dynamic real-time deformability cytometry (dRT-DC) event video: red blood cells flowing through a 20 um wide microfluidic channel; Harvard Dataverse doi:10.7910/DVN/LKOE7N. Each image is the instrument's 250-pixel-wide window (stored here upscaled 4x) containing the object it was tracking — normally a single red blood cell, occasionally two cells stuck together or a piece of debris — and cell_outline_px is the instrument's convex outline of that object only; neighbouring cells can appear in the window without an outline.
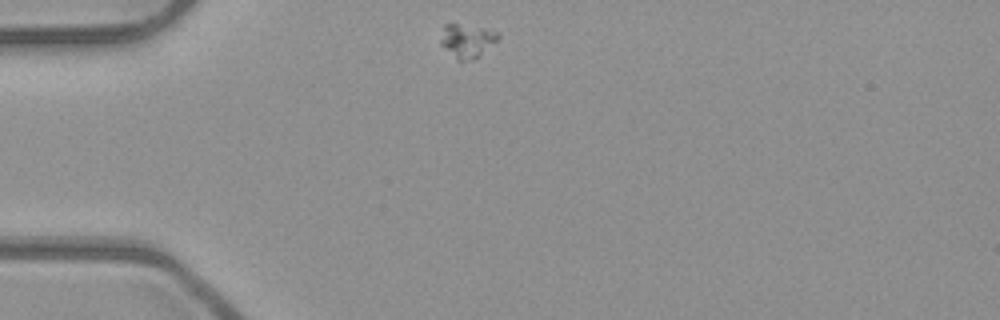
{"species": "common noctule bat (a hibernating species)", "species_latin": "Nyctalus noctula", "temperature_condition": "room temperature", "stored_images_in_passage": 34, "camera_frame_rate_fps": 3000, "um_per_image_px": 0.085, "animal": {"sex": "male", "body_mass_g": 23.1, "forearm_length_mm": 52.7}, "frame": {"image": 1, "passage_image": 1, "time_ms": 0.0, "image_size_px": [1000, 320], "cell_outline_px": [[500, 36], [496, 40], [472, 60], [456, 60], [440, 44], [440, 40], [444, 24], [456, 24], [484, 28], [496, 32]], "centroid_in_image_um": [39.63, 3.46], "position_along_channel_um": 45.4, "area_um2": 10.87}}
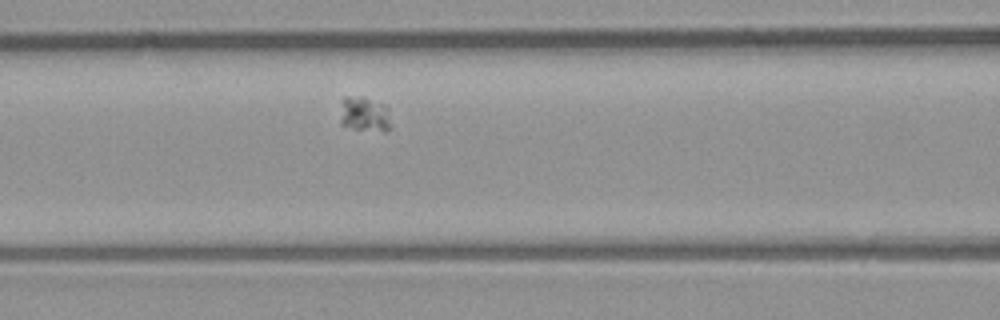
{"frame": {"image": 2, "passage_image": 10, "time_ms": 3.0, "image_size_px": [1000, 320], "cell_outline_px": [[392, 128], [388, 132], [384, 132], [352, 128], [340, 124], [340, 120], [344, 96], [364, 96], [384, 104], [388, 108]], "centroid_in_image_um": [31.04, 9.72], "position_along_channel_um": 135.6, "area_um2": 10.64}}
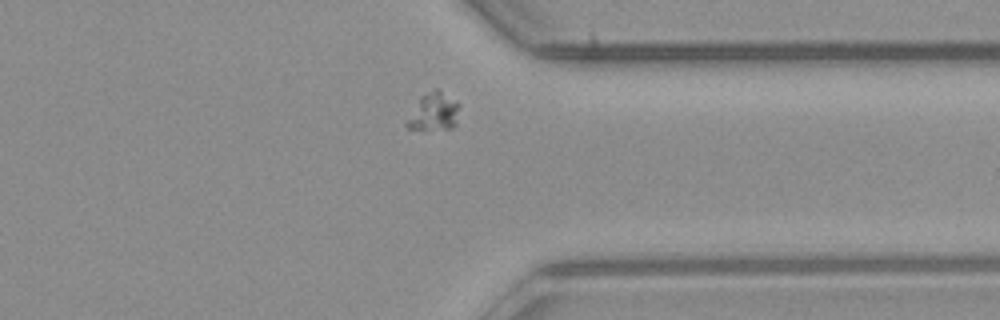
{"frame": {"image": 3, "passage_image": 29, "time_ms": 9.333, "image_size_px": [1000, 320], "cell_outline_px": [[460, 104], [456, 124], [452, 128], [408, 128], [404, 124], [420, 96], [436, 88], [456, 100]], "centroid_in_image_um": [36.89, 9.47], "position_along_channel_um": 374.5, "area_um2": 11.39}}